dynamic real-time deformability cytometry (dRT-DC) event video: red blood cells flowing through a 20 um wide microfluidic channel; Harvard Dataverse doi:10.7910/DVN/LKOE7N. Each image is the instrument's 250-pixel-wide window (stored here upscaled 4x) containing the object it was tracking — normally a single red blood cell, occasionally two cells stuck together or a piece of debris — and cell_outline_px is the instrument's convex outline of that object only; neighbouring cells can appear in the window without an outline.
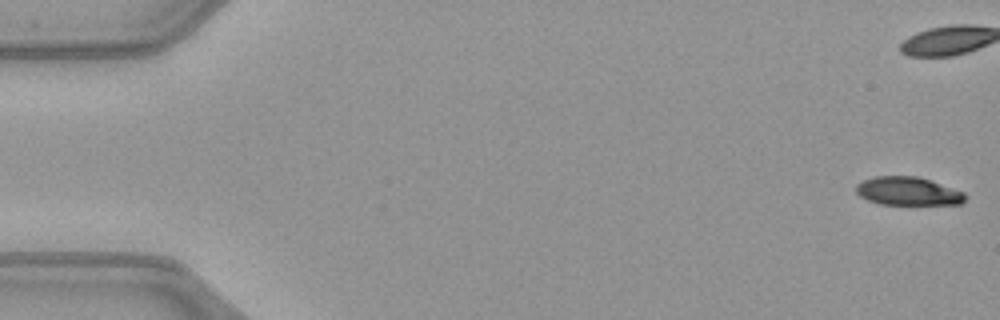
{"species": "common noctule bat (a hibernating species)", "species_latin": "Nyctalus noctula", "temperature_condition": "warm", "stored_images_in_passage": 52, "camera_frame_rate_fps": 3000, "um_per_image_px": 0.085, "animal": {"sex": "female", "body_mass_g": 21.9}, "frame": {"image": 1, "passage_image": 1, "time_ms": 0.0, "image_size_px": [1000, 320], "cell_outline_px": [[964, 200], [960, 204], [880, 204], [868, 200], [860, 196], [856, 192], [856, 184], [864, 180], [876, 176], [916, 176], [964, 192]], "centroid_in_image_um": [77.13, 16.25], "position_along_channel_um": 7.9, "area_um2": 17.69}}
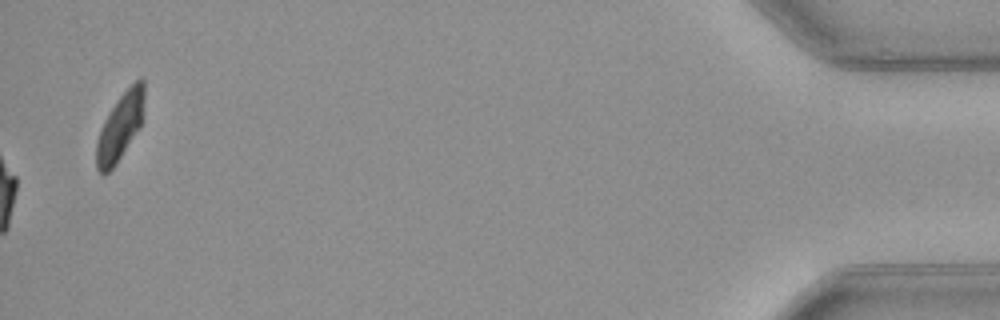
{"frame": {"image": 2, "passage_image": 52, "time_ms": 17.0, "image_size_px": [1000, 320], "cell_outline_px": [[144, 100], [140, 128], [116, 164], [108, 172], [100, 172], [96, 168], [96, 144], [100, 128], [104, 120], [116, 100], [140, 76], [144, 80]], "centroid_in_image_um": [10.21, 10.76], "position_along_channel_um": 425.0, "area_um2": 18.61}, "authors_computed_cell_mechanics": {"area_um2": 21.097, "velocity_mm_per_s": 4.0617, "shape_relaxation_time_tau1_ms": 8.8407, "shape_relaxation_time_tau2_ms": null, "deformation_change_tau1": 0.2427, "deformation_change_tau2": null}}